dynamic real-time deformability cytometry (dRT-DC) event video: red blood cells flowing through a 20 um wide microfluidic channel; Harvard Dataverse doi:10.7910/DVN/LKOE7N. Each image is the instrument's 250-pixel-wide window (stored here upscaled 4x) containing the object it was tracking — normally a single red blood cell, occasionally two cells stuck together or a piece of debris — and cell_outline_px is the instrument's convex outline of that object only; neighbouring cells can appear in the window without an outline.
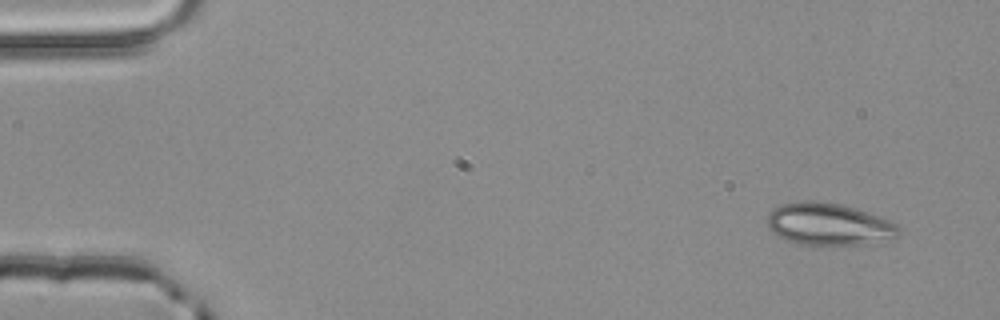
{"species": "common noctule bat (a hibernating species)", "species_latin": "Nyctalus noctula", "temperature_condition": "room temperature", "stored_images_in_passage": 3, "camera_frame_rate_fps": 3000, "um_per_image_px": 0.085, "animal": {"sex": "male", "body_mass_g": 20.4}, "frame": {"image": 1, "passage_image": 1, "time_ms": 0.0, "image_size_px": [1000, 320], "cell_outline_px": [[900, 232], [896, 236], [888, 240], [860, 244], [800, 244], [776, 236], [768, 228], [768, 212], [784, 204], [804, 200], [808, 200], [840, 204], [888, 220], [896, 224], [900, 228]], "centroid_in_image_um": [70.41, 19.06], "position_along_channel_um": 14.6, "area_um2": 31.67}}